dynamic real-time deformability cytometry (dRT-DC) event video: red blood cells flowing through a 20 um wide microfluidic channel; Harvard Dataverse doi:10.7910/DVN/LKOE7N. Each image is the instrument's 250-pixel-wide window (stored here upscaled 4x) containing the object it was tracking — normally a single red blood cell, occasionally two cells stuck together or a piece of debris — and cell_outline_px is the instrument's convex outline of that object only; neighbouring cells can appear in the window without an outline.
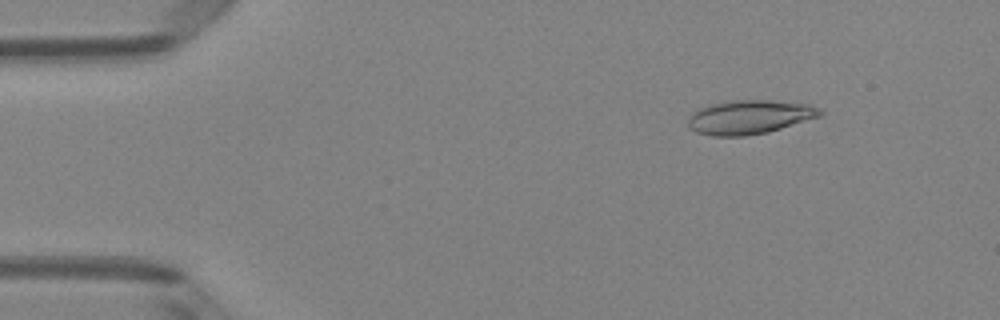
{"species": "Egyptian fruit bat (a non-hibernating species)", "species_latin": "Rousettus aegyptiacus", "temperature_condition": "room temperature", "stored_images_in_passage": 50, "camera_frame_rate_fps": 3000, "um_per_image_px": 0.085, "animal": {"sex": "female"}, "frame": {"image": 1, "passage_image": 6, "time_ms": 1.667, "image_size_px": [1000, 320], "cell_outline_px": [[824, 112], [820, 116], [768, 132], [744, 136], [712, 136], [696, 132], [688, 128], [688, 116], [692, 112], [700, 108], [712, 104], [732, 100], [772, 100], [808, 104], [820, 108]], "centroid_in_image_um": [63.68, 9.95], "position_along_channel_um": 21.3, "area_um2": 26.18}}
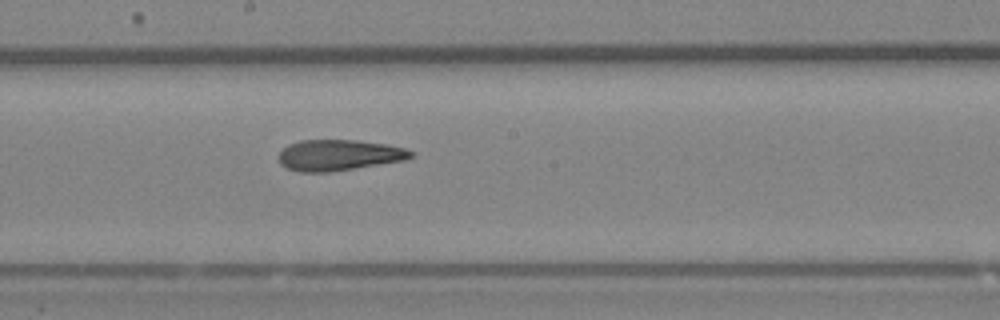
{"frame": {"image": 2, "passage_image": 27, "time_ms": 8.667, "image_size_px": [1000, 320], "cell_outline_px": [[416, 156], [404, 160], [328, 172], [300, 172], [288, 168], [280, 164], [276, 156], [288, 144], [300, 140], [356, 140], [388, 144], [404, 148], [416, 152]], "centroid_in_image_um": [28.8, 13.17], "position_along_channel_um": 219.4, "area_um2": 23.93}}
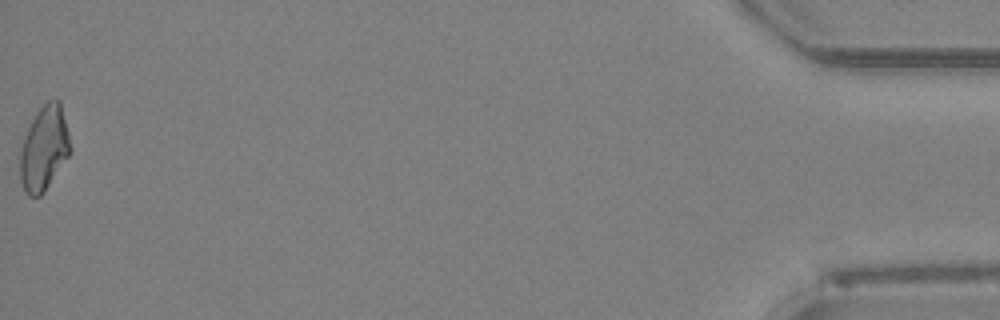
{"frame": {"image": 3, "passage_image": 50, "time_ms": 16.333, "image_size_px": [1000, 320], "cell_outline_px": [[72, 152], [44, 192], [40, 196], [28, 196], [24, 192], [20, 180], [20, 152], [28, 128], [36, 112], [48, 100], [60, 100], [72, 148]], "centroid_in_image_um": [3.76, 12.64], "position_along_channel_um": 431.4, "area_um2": 24.74}, "authors_computed_cell_mechanics": {"area_um2": 24.5361, "velocity_mm_per_s": 4.0435, "shape_relaxation_time_tau1_ms": null, "shape_relaxation_time_tau2_ms": 3.7593, "deformation_change_tau1": null, "deformation_change_tau2": 0.135}}